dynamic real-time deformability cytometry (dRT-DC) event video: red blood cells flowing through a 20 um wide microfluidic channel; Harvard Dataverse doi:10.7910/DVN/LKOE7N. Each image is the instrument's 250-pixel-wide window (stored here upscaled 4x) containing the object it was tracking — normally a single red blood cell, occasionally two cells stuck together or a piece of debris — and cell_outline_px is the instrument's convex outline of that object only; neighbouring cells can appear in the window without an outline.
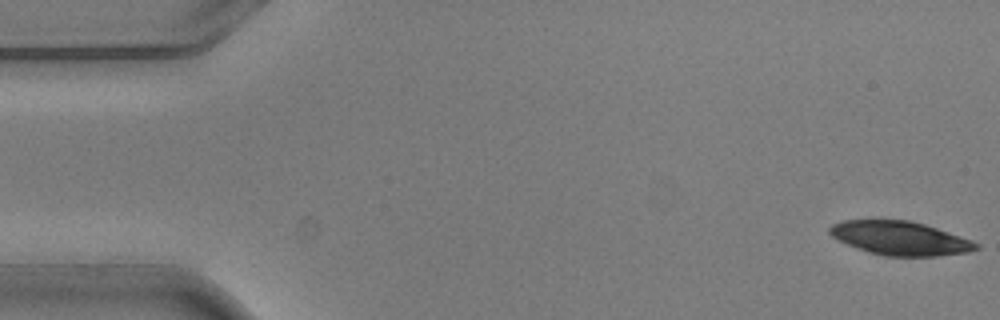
{"species": "common noctule bat (a hibernating species)", "species_latin": "Nyctalus noctula", "temperature_condition": "warm", "stored_images_in_passage": 5, "camera_frame_rate_fps": 3000, "um_per_image_px": 0.085, "animal": {"sex": "male", "body_mass_g": 20.5, "forearm_length_mm": 52.5}, "frame": {"image": 1, "passage_image": 1, "time_ms": 0.0, "image_size_px": [1000, 320], "cell_outline_px": [[980, 248], [968, 252], [936, 256], [884, 256], [868, 252], [848, 244], [832, 236], [828, 232], [828, 228], [832, 224], [844, 220], [908, 220], [924, 224], [972, 240], [980, 244]], "centroid_in_image_um": [76.52, 20.25], "position_along_channel_um": 8.5, "area_um2": 28.67}}